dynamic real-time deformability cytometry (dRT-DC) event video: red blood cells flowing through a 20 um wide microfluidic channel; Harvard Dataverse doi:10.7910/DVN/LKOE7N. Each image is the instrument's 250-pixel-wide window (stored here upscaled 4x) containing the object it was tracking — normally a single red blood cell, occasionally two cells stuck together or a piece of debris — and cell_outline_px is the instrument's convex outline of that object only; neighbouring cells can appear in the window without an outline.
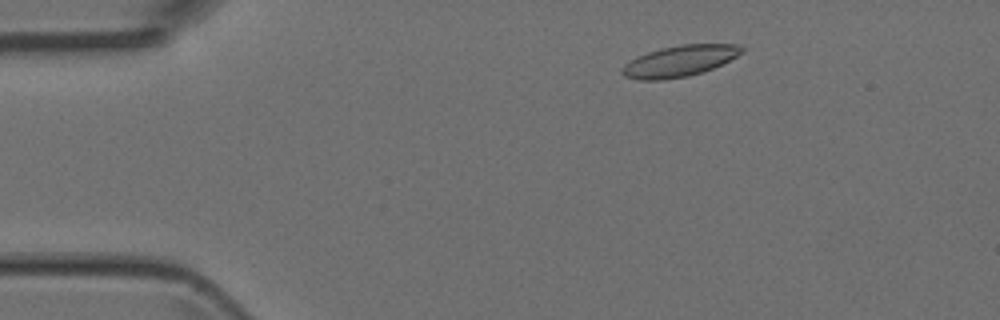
{"species": "Egyptian fruit bat (a non-hibernating species)", "species_latin": "Rousettus aegyptiacus", "temperature_condition": "room temperature", "stored_images_in_passage": 13, "camera_frame_rate_fps": 3000, "um_per_image_px": 0.085, "animal": {"sex": "female"}, "frame": {"image": 1, "passage_image": 6, "time_ms": 1.667, "image_size_px": [1000, 320], "cell_outline_px": [[744, 52], [712, 68], [688, 76], [664, 80], [640, 80], [624, 76], [620, 72], [624, 64], [636, 56], [660, 48], [680, 44], [740, 44], [744, 48]], "centroid_in_image_um": [57.73, 5.18], "position_along_channel_um": 27.3, "area_um2": 21.68}}